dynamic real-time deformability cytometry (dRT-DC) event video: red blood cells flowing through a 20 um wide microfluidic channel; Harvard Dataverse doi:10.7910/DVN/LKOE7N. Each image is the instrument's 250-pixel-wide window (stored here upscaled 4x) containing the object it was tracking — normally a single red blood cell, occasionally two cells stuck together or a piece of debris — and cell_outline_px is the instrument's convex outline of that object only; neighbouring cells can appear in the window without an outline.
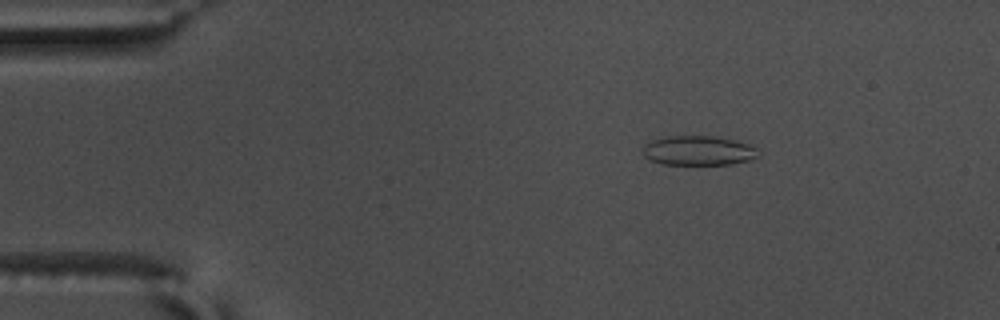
{"species": "common noctule bat (a hibernating species)", "species_latin": "Nyctalus noctula", "temperature_condition": "warm", "stored_images_in_passage": 55, "camera_frame_rate_fps": 3000, "um_per_image_px": 0.085, "animal": {"sex": "male", "body_mass_g": 17.5, "forearm_length_mm": 52.3}, "frame": {"image": 1, "passage_image": 8, "time_ms": 2.333, "image_size_px": [1000, 320], "cell_outline_px": [[756, 156], [748, 160], [732, 164], [664, 164], [648, 160], [644, 156], [644, 144], [652, 140], [668, 136], [712, 136], [736, 140], [748, 144], [756, 148]], "centroid_in_image_um": [59.32, 12.8], "position_along_channel_um": 25.7, "area_um2": 19.65}}
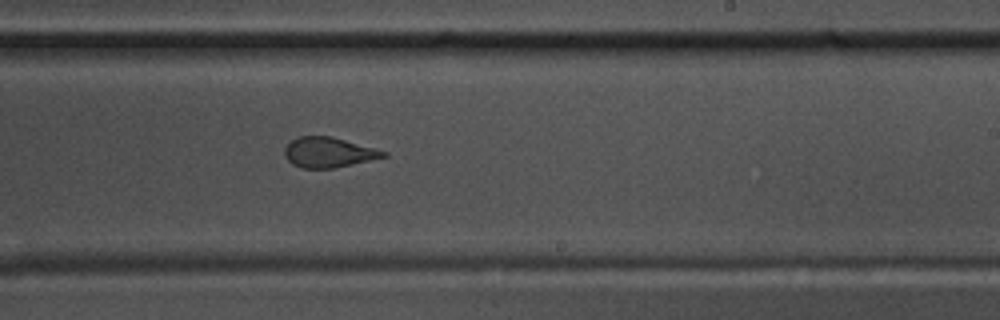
{"frame": {"image": 2, "passage_image": 33, "time_ms": 10.667, "image_size_px": [1000, 320], "cell_outline_px": [[388, 156], [352, 164], [332, 168], [300, 168], [292, 164], [284, 156], [284, 148], [296, 136], [332, 136], [388, 152]], "centroid_in_image_um": [27.9, 12.95], "position_along_channel_um": 261.1, "area_um2": 17.34}}
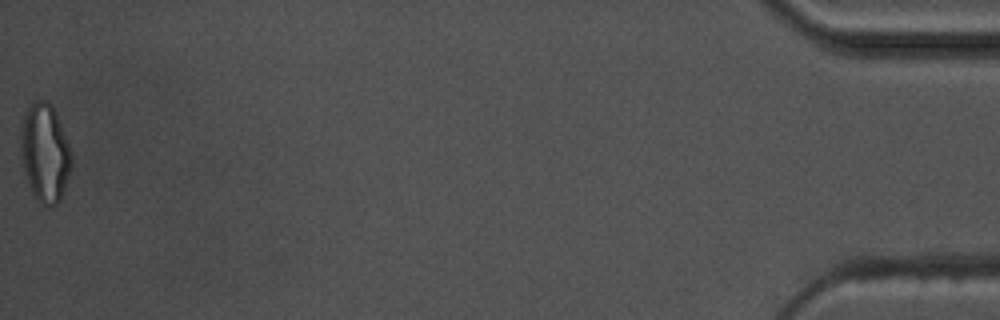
{"frame": {"image": 3, "passage_image": 55, "time_ms": 18.0, "image_size_px": [1000, 320], "cell_outline_px": [[72, 164], [60, 200], [52, 208], [48, 208], [40, 204], [36, 200], [32, 192], [24, 168], [20, 148], [20, 132], [24, 112], [36, 100], [44, 100], [52, 104], [56, 112], [68, 140], [72, 152]], "centroid_in_image_um": [3.83, 12.99], "position_along_channel_um": 431.4, "area_um2": 29.3}, "authors_computed_cell_mechanics": {"area_um2": 19.652, "velocity_mm_per_s": 3.6654, "shape_relaxation_time_tau1_ms": 5.3561, "shape_relaxation_time_tau2_ms": 1.0406, "deformation_change_tau1": 0.1886, "deformation_change_tau2": 0.0966}}